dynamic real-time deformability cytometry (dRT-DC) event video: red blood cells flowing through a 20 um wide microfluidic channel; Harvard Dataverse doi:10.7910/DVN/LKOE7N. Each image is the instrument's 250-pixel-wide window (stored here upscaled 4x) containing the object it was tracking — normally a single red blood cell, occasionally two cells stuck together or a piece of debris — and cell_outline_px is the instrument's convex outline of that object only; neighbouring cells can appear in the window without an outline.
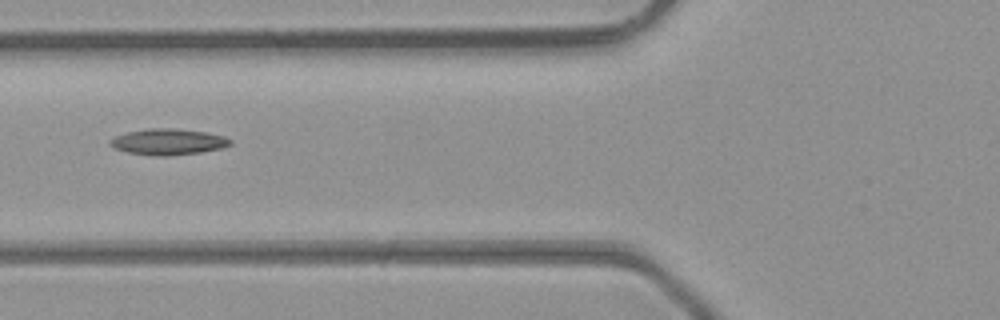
{"species": "common noctule bat (a hibernating species)", "species_latin": "Nyctalus noctula", "temperature_condition": "room temperature", "stored_images_in_passage": 5, "camera_frame_rate_fps": 3000, "um_per_image_px": 0.085, "animal": {"sex": "male", "body_mass_g": 23.1, "forearm_length_mm": 52.7}, "frame": {"image": 1, "passage_image": 5, "time_ms": 1.333, "image_size_px": [1000, 320], "cell_outline_px": [[232, 144], [224, 148], [200, 152], [168, 156], [156, 156], [128, 152], [116, 148], [108, 144], [108, 140], [116, 136], [128, 132], [148, 128], [176, 128], [208, 132], [224, 136], [232, 140]], "centroid_in_image_um": [14.33, 12.05], "position_along_channel_um": 111.5, "area_um2": 18.38}}